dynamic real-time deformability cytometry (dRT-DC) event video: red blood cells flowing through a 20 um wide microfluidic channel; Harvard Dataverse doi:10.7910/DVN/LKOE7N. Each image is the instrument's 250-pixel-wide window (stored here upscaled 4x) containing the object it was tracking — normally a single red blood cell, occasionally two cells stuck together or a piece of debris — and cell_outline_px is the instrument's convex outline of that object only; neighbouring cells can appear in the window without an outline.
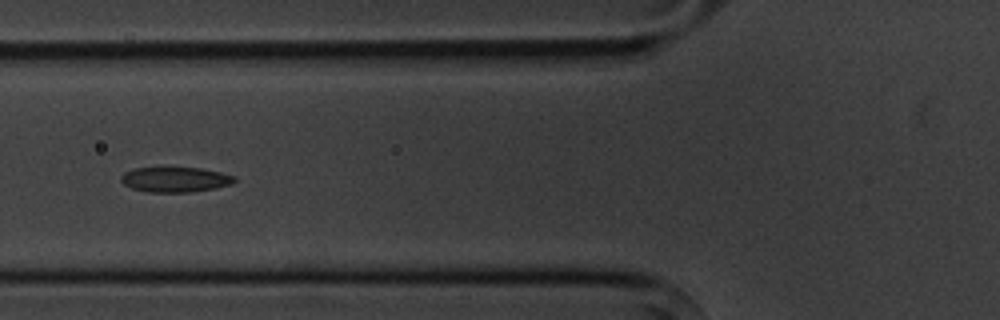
{"species": "common noctule bat (a hibernating species)", "species_latin": "Nyctalus noctula", "temperature_condition": "cold", "stored_images_in_passage": 7, "camera_frame_rate_fps": 3000, "um_per_image_px": 0.085, "animal": {"sex": "male", "body_mass_g": 20.1, "forearm_length_mm": 53.5}, "frame": {"image": 1, "passage_image": 6, "time_ms": 5.667, "image_size_px": [1000, 320], "cell_outline_px": [[236, 180], [232, 184], [216, 188], [188, 192], [148, 192], [132, 188], [124, 184], [120, 180], [120, 176], [124, 172], [132, 168], [200, 168], [220, 172], [236, 176]], "centroid_in_image_um": [14.89, 15.26], "position_along_channel_um": 110.9, "area_um2": 16.59}}
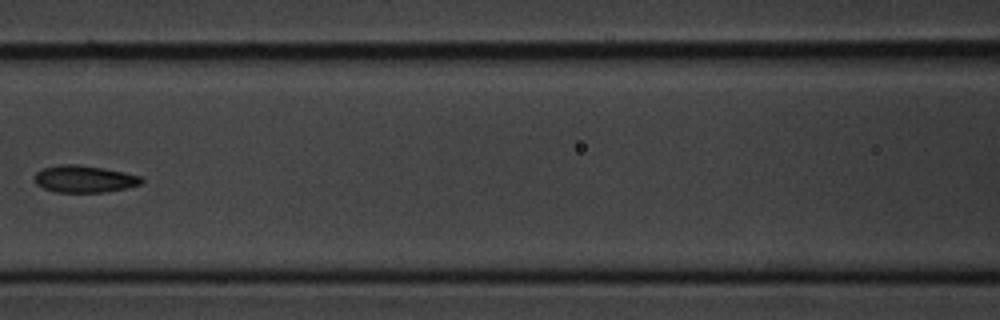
{"frame": {"image": 2, "passage_image": 7, "time_ms": 7.0, "image_size_px": [1000, 320], "cell_outline_px": [[144, 180], [140, 184], [128, 188], [104, 192], [56, 192], [44, 188], [36, 184], [32, 180], [36, 172], [44, 168], [60, 164], [80, 164], [104, 168], [144, 176]], "centroid_in_image_um": [7.18, 15.2], "position_along_channel_um": 159.4, "area_um2": 17.11}}